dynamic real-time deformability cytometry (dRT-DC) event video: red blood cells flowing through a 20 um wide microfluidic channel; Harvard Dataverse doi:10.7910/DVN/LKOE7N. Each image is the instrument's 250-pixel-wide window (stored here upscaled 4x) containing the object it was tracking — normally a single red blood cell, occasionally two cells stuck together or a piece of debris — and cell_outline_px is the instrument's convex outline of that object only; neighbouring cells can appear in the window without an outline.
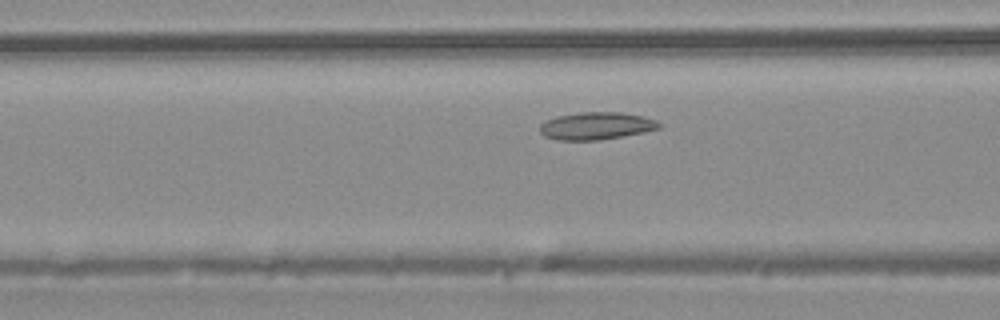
{"species": "common noctule bat (a hibernating species)", "species_latin": "Nyctalus noctula", "temperature_condition": "warm", "stored_images_in_passage": 39, "camera_frame_rate_fps": 3000, "um_per_image_px": 0.085, "animal": {"sex": "male", "body_mass_g": 20.4}, "frame": {"image": 1, "passage_image": 11, "time_ms": 3.333, "image_size_px": [1000, 320], "cell_outline_px": [[664, 124], [660, 128], [644, 132], [600, 140], [556, 140], [544, 136], [540, 132], [540, 124], [544, 120], [556, 116], [580, 112], [620, 112], [644, 116], [656, 120]], "centroid_in_image_um": [50.68, 10.69], "position_along_channel_um": 115.9, "area_um2": 19.31}}
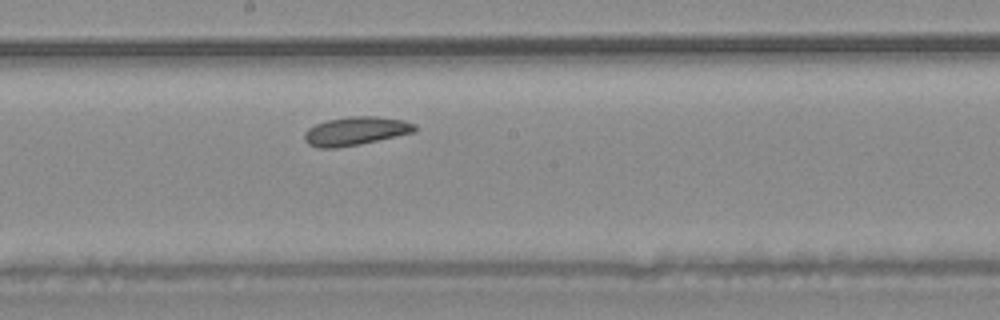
{"frame": {"image": 2, "passage_image": 18, "time_ms": 5.667, "image_size_px": [1000, 320], "cell_outline_px": [[416, 132], [360, 144], [336, 148], [316, 148], [308, 144], [304, 140], [304, 132], [308, 128], [316, 124], [328, 120], [348, 116], [376, 116], [404, 120], [416, 124]], "centroid_in_image_um": [30.23, 11.14], "position_along_channel_um": 218.0, "area_um2": 18.5}}
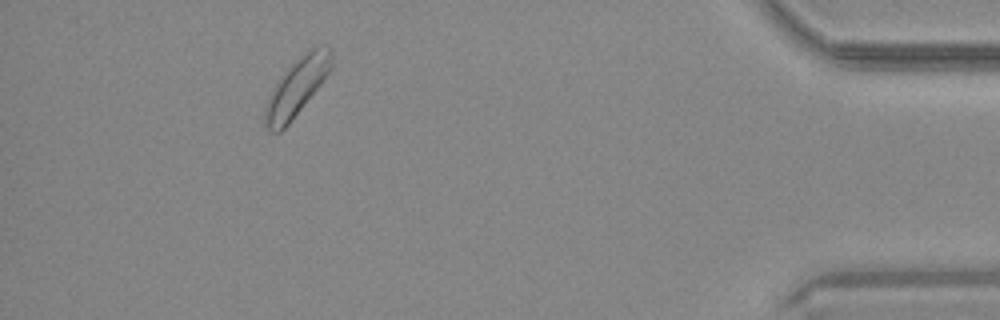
{"frame": {"image": 3, "passage_image": 35, "time_ms": 11.333, "image_size_px": [1000, 320], "cell_outline_px": [[332, 68], [320, 84], [288, 124], [280, 132], [272, 132], [264, 124], [264, 108], [272, 88], [280, 76], [308, 48], [316, 44], [328, 44], [332, 52]], "centroid_in_image_um": [25.23, 7.34], "position_along_channel_um": 410.0, "area_um2": 22.25}}